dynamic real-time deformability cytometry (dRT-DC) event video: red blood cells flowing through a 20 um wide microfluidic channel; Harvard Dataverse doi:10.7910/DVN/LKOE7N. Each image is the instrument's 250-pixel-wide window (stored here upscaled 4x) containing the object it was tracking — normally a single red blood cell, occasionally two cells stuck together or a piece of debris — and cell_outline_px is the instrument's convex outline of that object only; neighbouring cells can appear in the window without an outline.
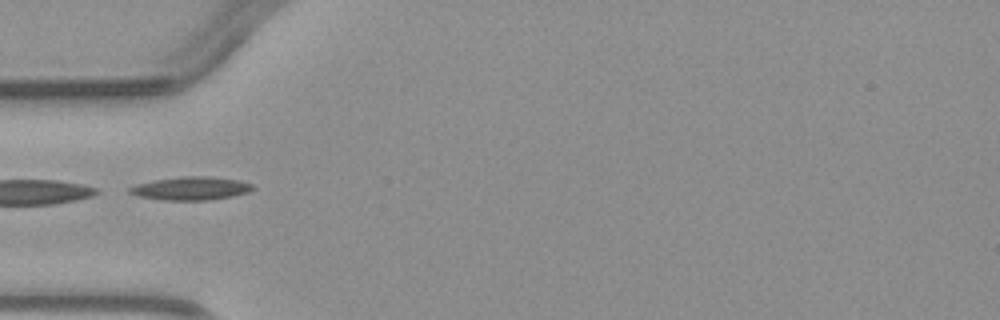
{"species": "common noctule bat (a hibernating species)", "species_latin": "Nyctalus noctula", "temperature_condition": "warm", "stored_images_in_passage": 1, "camera_frame_rate_fps": 3000, "um_per_image_px": 0.085, "animal": {"sex": "male", "body_mass_g": 23.1, "forearm_length_mm": 52.7}, "frame": {"image": 1, "passage_image": 1, "time_ms": 0.0, "image_size_px": [1000, 320], "cell_outline_px": [[256, 188], [248, 192], [232, 196], [208, 200], [164, 200], [136, 196], [128, 192], [128, 188], [136, 184], [156, 180], [184, 176], [212, 176], [240, 180], [252, 184]], "centroid_in_image_um": [16.24, 16.01], "position_along_channel_um": 68.8, "area_um2": 16.76}}